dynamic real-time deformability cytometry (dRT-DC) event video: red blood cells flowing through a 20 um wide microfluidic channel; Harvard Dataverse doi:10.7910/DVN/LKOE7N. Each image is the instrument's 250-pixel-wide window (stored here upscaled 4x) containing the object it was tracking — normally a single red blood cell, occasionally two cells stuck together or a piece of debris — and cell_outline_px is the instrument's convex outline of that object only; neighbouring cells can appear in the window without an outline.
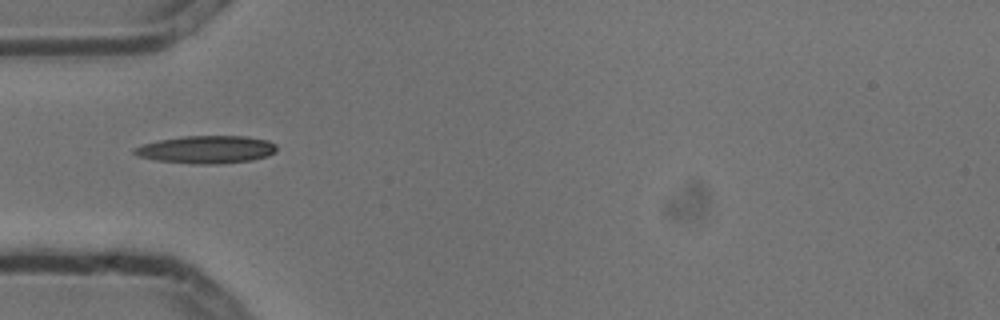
{"species": "common noctule bat (a hibernating species)", "species_latin": "Nyctalus noctula", "temperature_condition": "cold", "stored_images_in_passage": 4, "camera_frame_rate_fps": 3000, "um_per_image_px": 0.085, "animal": {"sex": "male", "body_mass_g": 13.3}, "frame": {"image": 1, "passage_image": 1, "time_ms": 0.0, "image_size_px": [1000, 320], "cell_outline_px": [[276, 152], [268, 156], [252, 160], [220, 164], [192, 164], [156, 160], [136, 156], [132, 152], [132, 148], [140, 144], [160, 140], [184, 136], [248, 136], [268, 140], [276, 144]], "centroid_in_image_um": [17.54, 12.71], "position_along_channel_um": 67.5, "area_um2": 23.29}}
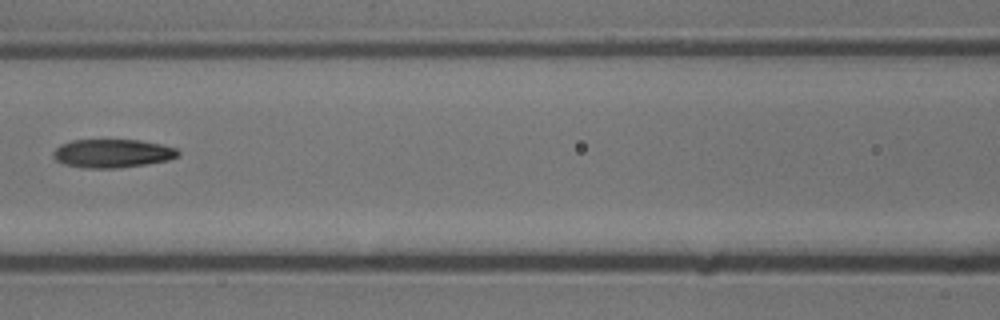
{"frame": {"image": 2, "passage_image": 3, "time_ms": 0.667, "image_size_px": [1000, 320], "cell_outline_px": [[180, 156], [168, 160], [148, 164], [120, 168], [84, 168], [64, 164], [56, 160], [52, 156], [52, 152], [60, 144], [72, 140], [140, 140], [160, 144], [176, 148], [180, 152]], "centroid_in_image_um": [9.56, 13.04], "position_along_channel_um": 157.0, "area_um2": 20.92}}
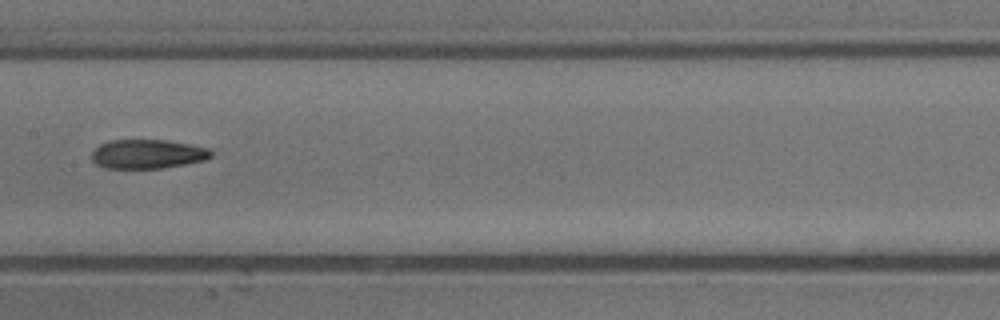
{"frame": {"image": 3, "passage_image": 4, "time_ms": 1.0, "image_size_px": [1000, 320], "cell_outline_px": [[212, 156], [204, 160], [164, 168], [104, 168], [96, 164], [92, 160], [92, 152], [100, 144], [108, 140], [168, 140], [212, 148]], "centroid_in_image_um": [12.56, 13.08], "position_along_channel_um": 194.8, "area_um2": 20.4}}